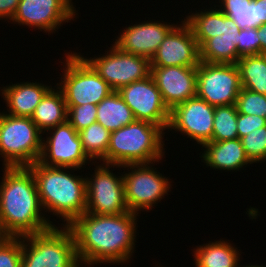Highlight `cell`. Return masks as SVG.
I'll return each mask as SVG.
<instances>
[{
    "label": "cell",
    "instance_id": "cell-1",
    "mask_svg": "<svg viewBox=\"0 0 266 267\" xmlns=\"http://www.w3.org/2000/svg\"><path fill=\"white\" fill-rule=\"evenodd\" d=\"M137 216L131 211L116 215L85 212L76 218L68 227L75 238L80 265L129 262L135 251Z\"/></svg>",
    "mask_w": 266,
    "mask_h": 267
},
{
    "label": "cell",
    "instance_id": "cell-2",
    "mask_svg": "<svg viewBox=\"0 0 266 267\" xmlns=\"http://www.w3.org/2000/svg\"><path fill=\"white\" fill-rule=\"evenodd\" d=\"M0 226L7 237H24L55 226L43 214L37 185L28 167H3ZM43 215V216H42Z\"/></svg>",
    "mask_w": 266,
    "mask_h": 267
},
{
    "label": "cell",
    "instance_id": "cell-3",
    "mask_svg": "<svg viewBox=\"0 0 266 267\" xmlns=\"http://www.w3.org/2000/svg\"><path fill=\"white\" fill-rule=\"evenodd\" d=\"M28 168L35 178L45 213L61 217L69 226L86 212V178L72 174L76 168L46 166L39 161Z\"/></svg>",
    "mask_w": 266,
    "mask_h": 267
},
{
    "label": "cell",
    "instance_id": "cell-4",
    "mask_svg": "<svg viewBox=\"0 0 266 267\" xmlns=\"http://www.w3.org/2000/svg\"><path fill=\"white\" fill-rule=\"evenodd\" d=\"M164 136L165 132L160 126L148 121L135 120L111 132L105 163L121 166L157 163L165 155Z\"/></svg>",
    "mask_w": 266,
    "mask_h": 267
},
{
    "label": "cell",
    "instance_id": "cell-5",
    "mask_svg": "<svg viewBox=\"0 0 266 267\" xmlns=\"http://www.w3.org/2000/svg\"><path fill=\"white\" fill-rule=\"evenodd\" d=\"M76 242L68 226H54L22 237V267H79Z\"/></svg>",
    "mask_w": 266,
    "mask_h": 267
},
{
    "label": "cell",
    "instance_id": "cell-6",
    "mask_svg": "<svg viewBox=\"0 0 266 267\" xmlns=\"http://www.w3.org/2000/svg\"><path fill=\"white\" fill-rule=\"evenodd\" d=\"M42 132L31 117L0 112V157L4 167H28L39 161Z\"/></svg>",
    "mask_w": 266,
    "mask_h": 267
},
{
    "label": "cell",
    "instance_id": "cell-7",
    "mask_svg": "<svg viewBox=\"0 0 266 267\" xmlns=\"http://www.w3.org/2000/svg\"><path fill=\"white\" fill-rule=\"evenodd\" d=\"M64 57V73L55 86L62 91L66 105H98L114 91L79 53L71 51Z\"/></svg>",
    "mask_w": 266,
    "mask_h": 267
},
{
    "label": "cell",
    "instance_id": "cell-8",
    "mask_svg": "<svg viewBox=\"0 0 266 267\" xmlns=\"http://www.w3.org/2000/svg\"><path fill=\"white\" fill-rule=\"evenodd\" d=\"M154 163L125 164L120 167L129 171L122 175L125 200L131 212L139 214V211L152 210L172 187L169 178L152 167Z\"/></svg>",
    "mask_w": 266,
    "mask_h": 267
},
{
    "label": "cell",
    "instance_id": "cell-9",
    "mask_svg": "<svg viewBox=\"0 0 266 267\" xmlns=\"http://www.w3.org/2000/svg\"><path fill=\"white\" fill-rule=\"evenodd\" d=\"M112 167L120 168L121 165L102 163L96 165L91 177H85L86 213L116 215L129 211L125 200L123 175L113 173L110 170Z\"/></svg>",
    "mask_w": 266,
    "mask_h": 267
},
{
    "label": "cell",
    "instance_id": "cell-10",
    "mask_svg": "<svg viewBox=\"0 0 266 267\" xmlns=\"http://www.w3.org/2000/svg\"><path fill=\"white\" fill-rule=\"evenodd\" d=\"M105 55L85 58L79 54L114 91L135 81H140L151 74L150 60L146 57L121 51L112 44Z\"/></svg>",
    "mask_w": 266,
    "mask_h": 267
},
{
    "label": "cell",
    "instance_id": "cell-11",
    "mask_svg": "<svg viewBox=\"0 0 266 267\" xmlns=\"http://www.w3.org/2000/svg\"><path fill=\"white\" fill-rule=\"evenodd\" d=\"M237 64L205 63L197 66V94L212 106L236 104L241 89Z\"/></svg>",
    "mask_w": 266,
    "mask_h": 267
},
{
    "label": "cell",
    "instance_id": "cell-12",
    "mask_svg": "<svg viewBox=\"0 0 266 267\" xmlns=\"http://www.w3.org/2000/svg\"><path fill=\"white\" fill-rule=\"evenodd\" d=\"M46 133L48 136L42 141L39 158L41 164L80 170L92 162L83 151L78 132L68 121L47 130Z\"/></svg>",
    "mask_w": 266,
    "mask_h": 267
},
{
    "label": "cell",
    "instance_id": "cell-13",
    "mask_svg": "<svg viewBox=\"0 0 266 267\" xmlns=\"http://www.w3.org/2000/svg\"><path fill=\"white\" fill-rule=\"evenodd\" d=\"M72 0H20L13 24L52 33L78 15ZM57 29V30H56Z\"/></svg>",
    "mask_w": 266,
    "mask_h": 267
},
{
    "label": "cell",
    "instance_id": "cell-14",
    "mask_svg": "<svg viewBox=\"0 0 266 267\" xmlns=\"http://www.w3.org/2000/svg\"><path fill=\"white\" fill-rule=\"evenodd\" d=\"M118 92L132 110L135 120L148 121L167 130L170 110L151 75L121 87Z\"/></svg>",
    "mask_w": 266,
    "mask_h": 267
},
{
    "label": "cell",
    "instance_id": "cell-15",
    "mask_svg": "<svg viewBox=\"0 0 266 267\" xmlns=\"http://www.w3.org/2000/svg\"><path fill=\"white\" fill-rule=\"evenodd\" d=\"M215 106L197 96L170 110L168 129L187 135L200 146L210 142L213 133Z\"/></svg>",
    "mask_w": 266,
    "mask_h": 267
},
{
    "label": "cell",
    "instance_id": "cell-16",
    "mask_svg": "<svg viewBox=\"0 0 266 267\" xmlns=\"http://www.w3.org/2000/svg\"><path fill=\"white\" fill-rule=\"evenodd\" d=\"M200 49L189 25L183 20L168 32L150 60L151 67H197Z\"/></svg>",
    "mask_w": 266,
    "mask_h": 267
},
{
    "label": "cell",
    "instance_id": "cell-17",
    "mask_svg": "<svg viewBox=\"0 0 266 267\" xmlns=\"http://www.w3.org/2000/svg\"><path fill=\"white\" fill-rule=\"evenodd\" d=\"M150 75L169 110L196 97L197 67H151Z\"/></svg>",
    "mask_w": 266,
    "mask_h": 267
},
{
    "label": "cell",
    "instance_id": "cell-18",
    "mask_svg": "<svg viewBox=\"0 0 266 267\" xmlns=\"http://www.w3.org/2000/svg\"><path fill=\"white\" fill-rule=\"evenodd\" d=\"M162 22L150 20L129 25L121 31L123 33L115 39L114 45L125 53L151 60L165 36L176 25Z\"/></svg>",
    "mask_w": 266,
    "mask_h": 267
},
{
    "label": "cell",
    "instance_id": "cell-19",
    "mask_svg": "<svg viewBox=\"0 0 266 267\" xmlns=\"http://www.w3.org/2000/svg\"><path fill=\"white\" fill-rule=\"evenodd\" d=\"M202 162L213 170L239 171L253 164L247 157L241 139L210 141L202 145ZM205 148V149H204Z\"/></svg>",
    "mask_w": 266,
    "mask_h": 267
},
{
    "label": "cell",
    "instance_id": "cell-20",
    "mask_svg": "<svg viewBox=\"0 0 266 267\" xmlns=\"http://www.w3.org/2000/svg\"><path fill=\"white\" fill-rule=\"evenodd\" d=\"M239 26L224 14L223 35L207 39L200 47V61L205 63L237 64Z\"/></svg>",
    "mask_w": 266,
    "mask_h": 267
},
{
    "label": "cell",
    "instance_id": "cell-21",
    "mask_svg": "<svg viewBox=\"0 0 266 267\" xmlns=\"http://www.w3.org/2000/svg\"><path fill=\"white\" fill-rule=\"evenodd\" d=\"M51 88V85L48 86L36 81L35 83L27 81L3 86L0 93H2L1 95L8 107L6 114L31 117L36 106Z\"/></svg>",
    "mask_w": 266,
    "mask_h": 267
},
{
    "label": "cell",
    "instance_id": "cell-22",
    "mask_svg": "<svg viewBox=\"0 0 266 267\" xmlns=\"http://www.w3.org/2000/svg\"><path fill=\"white\" fill-rule=\"evenodd\" d=\"M67 112L68 109L63 93L56 87V89L51 88L45 94L41 102L36 106L31 119L44 135L47 130L66 122Z\"/></svg>",
    "mask_w": 266,
    "mask_h": 267
},
{
    "label": "cell",
    "instance_id": "cell-23",
    "mask_svg": "<svg viewBox=\"0 0 266 267\" xmlns=\"http://www.w3.org/2000/svg\"><path fill=\"white\" fill-rule=\"evenodd\" d=\"M230 241L208 242L194 248L195 267H237L240 263V250Z\"/></svg>",
    "mask_w": 266,
    "mask_h": 267
},
{
    "label": "cell",
    "instance_id": "cell-24",
    "mask_svg": "<svg viewBox=\"0 0 266 267\" xmlns=\"http://www.w3.org/2000/svg\"><path fill=\"white\" fill-rule=\"evenodd\" d=\"M96 121L113 132L133 123L135 118L119 92L113 91L97 105Z\"/></svg>",
    "mask_w": 266,
    "mask_h": 267
},
{
    "label": "cell",
    "instance_id": "cell-25",
    "mask_svg": "<svg viewBox=\"0 0 266 267\" xmlns=\"http://www.w3.org/2000/svg\"><path fill=\"white\" fill-rule=\"evenodd\" d=\"M213 6L214 9H212L213 7L202 9L203 11L193 12L184 18V21L191 28L199 47L207 39L223 35L224 13L219 8H216L215 4Z\"/></svg>",
    "mask_w": 266,
    "mask_h": 267
},
{
    "label": "cell",
    "instance_id": "cell-26",
    "mask_svg": "<svg viewBox=\"0 0 266 267\" xmlns=\"http://www.w3.org/2000/svg\"><path fill=\"white\" fill-rule=\"evenodd\" d=\"M237 66L241 87L266 95V54L241 57Z\"/></svg>",
    "mask_w": 266,
    "mask_h": 267
},
{
    "label": "cell",
    "instance_id": "cell-27",
    "mask_svg": "<svg viewBox=\"0 0 266 267\" xmlns=\"http://www.w3.org/2000/svg\"><path fill=\"white\" fill-rule=\"evenodd\" d=\"M78 134L87 157L92 161L97 162L98 159L105 163L111 132L96 122L79 131Z\"/></svg>",
    "mask_w": 266,
    "mask_h": 267
},
{
    "label": "cell",
    "instance_id": "cell-28",
    "mask_svg": "<svg viewBox=\"0 0 266 267\" xmlns=\"http://www.w3.org/2000/svg\"><path fill=\"white\" fill-rule=\"evenodd\" d=\"M218 8L240 29L257 28L255 0H219Z\"/></svg>",
    "mask_w": 266,
    "mask_h": 267
},
{
    "label": "cell",
    "instance_id": "cell-29",
    "mask_svg": "<svg viewBox=\"0 0 266 267\" xmlns=\"http://www.w3.org/2000/svg\"><path fill=\"white\" fill-rule=\"evenodd\" d=\"M238 111L236 105L215 106L211 141H226L238 138Z\"/></svg>",
    "mask_w": 266,
    "mask_h": 267
},
{
    "label": "cell",
    "instance_id": "cell-30",
    "mask_svg": "<svg viewBox=\"0 0 266 267\" xmlns=\"http://www.w3.org/2000/svg\"><path fill=\"white\" fill-rule=\"evenodd\" d=\"M238 113L266 119V95L241 88L236 100Z\"/></svg>",
    "mask_w": 266,
    "mask_h": 267
},
{
    "label": "cell",
    "instance_id": "cell-31",
    "mask_svg": "<svg viewBox=\"0 0 266 267\" xmlns=\"http://www.w3.org/2000/svg\"><path fill=\"white\" fill-rule=\"evenodd\" d=\"M245 153L252 163L266 161V126L241 138Z\"/></svg>",
    "mask_w": 266,
    "mask_h": 267
},
{
    "label": "cell",
    "instance_id": "cell-32",
    "mask_svg": "<svg viewBox=\"0 0 266 267\" xmlns=\"http://www.w3.org/2000/svg\"><path fill=\"white\" fill-rule=\"evenodd\" d=\"M67 121L75 128L77 132L96 123L97 105H67Z\"/></svg>",
    "mask_w": 266,
    "mask_h": 267
},
{
    "label": "cell",
    "instance_id": "cell-33",
    "mask_svg": "<svg viewBox=\"0 0 266 267\" xmlns=\"http://www.w3.org/2000/svg\"><path fill=\"white\" fill-rule=\"evenodd\" d=\"M0 267H22V237L0 241Z\"/></svg>",
    "mask_w": 266,
    "mask_h": 267
},
{
    "label": "cell",
    "instance_id": "cell-34",
    "mask_svg": "<svg viewBox=\"0 0 266 267\" xmlns=\"http://www.w3.org/2000/svg\"><path fill=\"white\" fill-rule=\"evenodd\" d=\"M237 52L240 54V58L244 56L260 55V40L257 28L240 29Z\"/></svg>",
    "mask_w": 266,
    "mask_h": 267
},
{
    "label": "cell",
    "instance_id": "cell-35",
    "mask_svg": "<svg viewBox=\"0 0 266 267\" xmlns=\"http://www.w3.org/2000/svg\"><path fill=\"white\" fill-rule=\"evenodd\" d=\"M266 126V119L258 115H245L238 113L237 132L238 138L248 135L253 130Z\"/></svg>",
    "mask_w": 266,
    "mask_h": 267
},
{
    "label": "cell",
    "instance_id": "cell-36",
    "mask_svg": "<svg viewBox=\"0 0 266 267\" xmlns=\"http://www.w3.org/2000/svg\"><path fill=\"white\" fill-rule=\"evenodd\" d=\"M20 0H0V20H10L13 18L18 8Z\"/></svg>",
    "mask_w": 266,
    "mask_h": 267
},
{
    "label": "cell",
    "instance_id": "cell-37",
    "mask_svg": "<svg viewBox=\"0 0 266 267\" xmlns=\"http://www.w3.org/2000/svg\"><path fill=\"white\" fill-rule=\"evenodd\" d=\"M257 28L266 23V0H255Z\"/></svg>",
    "mask_w": 266,
    "mask_h": 267
},
{
    "label": "cell",
    "instance_id": "cell-38",
    "mask_svg": "<svg viewBox=\"0 0 266 267\" xmlns=\"http://www.w3.org/2000/svg\"><path fill=\"white\" fill-rule=\"evenodd\" d=\"M260 40V54H266V23L257 28Z\"/></svg>",
    "mask_w": 266,
    "mask_h": 267
},
{
    "label": "cell",
    "instance_id": "cell-39",
    "mask_svg": "<svg viewBox=\"0 0 266 267\" xmlns=\"http://www.w3.org/2000/svg\"><path fill=\"white\" fill-rule=\"evenodd\" d=\"M237 267H266V265L263 266V265H257V264H256V265H252V264H251V265H247V264H246V266H245V265L242 266V265H240V263H239Z\"/></svg>",
    "mask_w": 266,
    "mask_h": 267
},
{
    "label": "cell",
    "instance_id": "cell-40",
    "mask_svg": "<svg viewBox=\"0 0 266 267\" xmlns=\"http://www.w3.org/2000/svg\"><path fill=\"white\" fill-rule=\"evenodd\" d=\"M7 236L4 234V232L2 231V228L0 226V241L4 240Z\"/></svg>",
    "mask_w": 266,
    "mask_h": 267
}]
</instances>
